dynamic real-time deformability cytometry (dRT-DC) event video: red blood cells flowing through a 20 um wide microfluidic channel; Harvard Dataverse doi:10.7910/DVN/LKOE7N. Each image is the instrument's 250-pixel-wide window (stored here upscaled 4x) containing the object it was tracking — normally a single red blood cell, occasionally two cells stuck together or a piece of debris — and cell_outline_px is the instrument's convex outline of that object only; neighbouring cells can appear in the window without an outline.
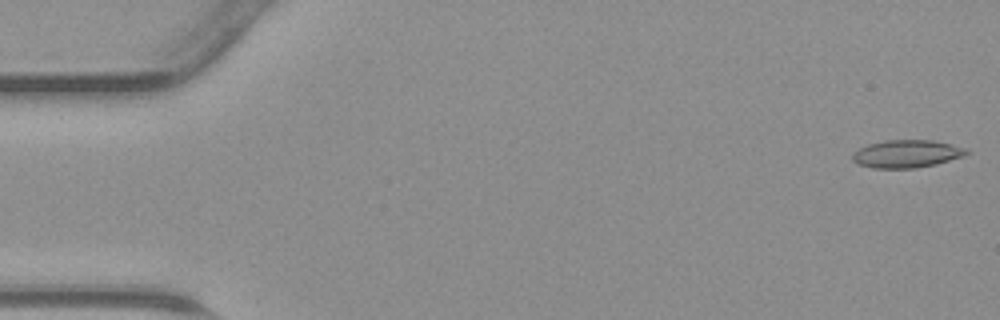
{"species": "common noctule bat (a hibernating species)", "species_latin": "Nyctalus noctula", "temperature_condition": "warm", "stored_images_in_passage": 45, "camera_frame_rate_fps": 3000, "um_per_image_px": 0.085, "animal": {"sex": "male", "body_mass_g": 23.1, "forearm_length_mm": 52.7}, "frame": {"image": 1, "passage_image": 1, "time_ms": 0.0, "image_size_px": [1000, 320], "cell_outline_px": [[972, 152], [964, 156], [936, 164], [916, 168], [872, 168], [860, 164], [852, 160], [852, 152], [868, 144], [884, 140], [932, 140], [968, 148]], "centroid_in_image_um": [77.1, 13.07], "position_along_channel_um": 7.9, "area_um2": 18.55}}
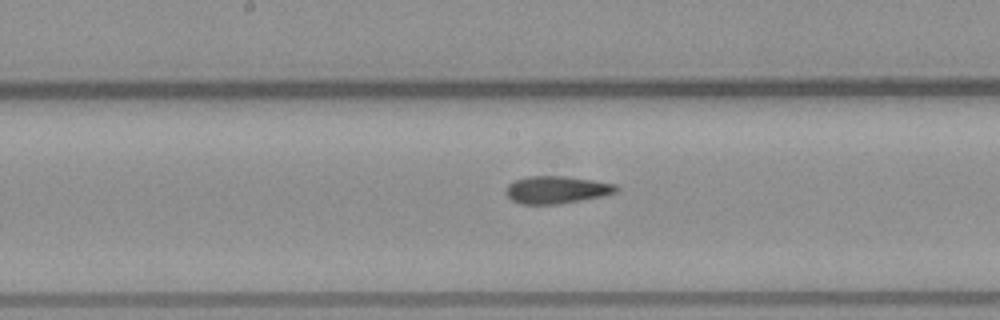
{"frame": {"image": 2, "passage_image": 23, "time_ms": 7.333, "image_size_px": [1000, 320], "cell_outline_px": [[620, 188], [616, 192], [600, 196], [560, 204], [520, 204], [512, 200], [508, 196], [508, 184], [516, 180], [528, 176], [564, 176], [592, 180], [616, 184]], "centroid_in_image_um": [47.33, 16.13], "position_along_channel_um": 200.9, "area_um2": 17.4}}
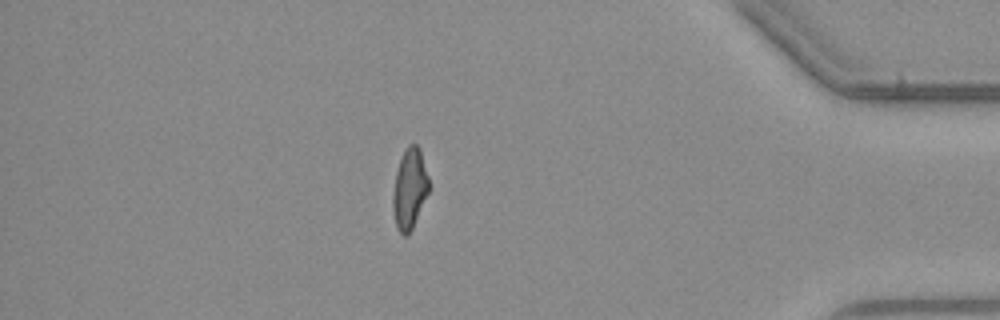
{"frame": {"image": 3, "passage_image": 39, "time_ms": 12.667, "image_size_px": [1000, 320], "cell_outline_px": [[428, 192], [412, 228], [408, 236], [404, 236], [396, 228], [392, 208], [392, 196], [396, 172], [404, 148], [408, 144], [416, 144], [420, 148], [428, 176]], "centroid_in_image_um": [34.79, 16.04], "position_along_channel_um": 400.4, "area_um2": 16.82}}